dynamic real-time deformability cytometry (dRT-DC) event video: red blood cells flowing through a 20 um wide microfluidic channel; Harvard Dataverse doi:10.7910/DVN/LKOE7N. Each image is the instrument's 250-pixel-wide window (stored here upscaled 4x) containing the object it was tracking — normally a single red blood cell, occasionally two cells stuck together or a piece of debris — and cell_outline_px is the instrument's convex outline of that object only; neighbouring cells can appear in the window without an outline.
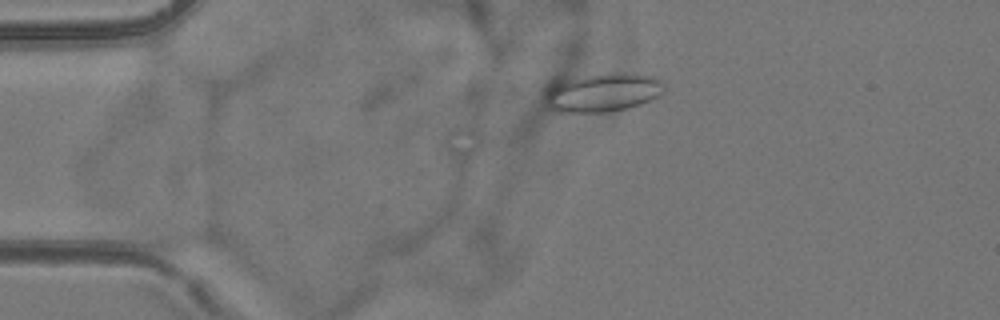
{"species": "common noctule bat (a hibernating species)", "species_latin": "Nyctalus noctula", "temperature_condition": "room temperature", "stored_images_in_passage": 56, "camera_frame_rate_fps": 3000, "um_per_image_px": 0.085, "animal": {"sex": "female", "body_mass_g": 24.6, "forearm_length_mm": 56.2}, "frame": {"image": 1, "passage_image": 13, "time_ms": 4.0, "image_size_px": [1000, 320], "cell_outline_px": [[664, 92], [640, 104], [628, 108], [604, 112], [560, 112], [552, 108], [544, 96], [544, 88], [552, 80], [560, 76], [604, 72], [636, 72], [652, 76], [660, 80], [664, 84]], "centroid_in_image_um": [51.12, 7.78], "position_along_channel_um": 33.9, "area_um2": 28.15}}
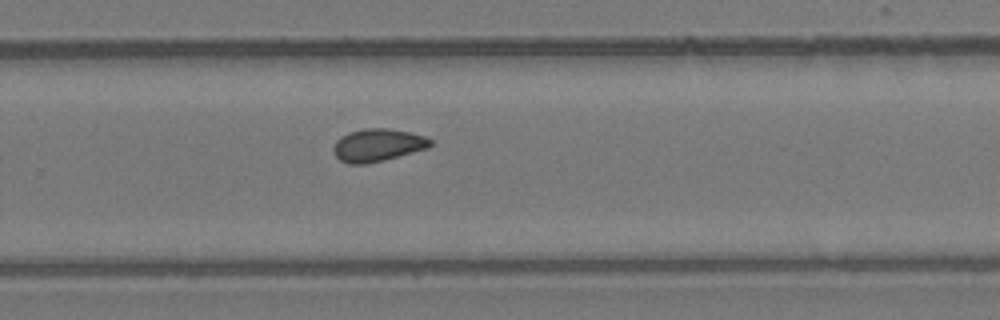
{"frame": {"image": 2, "passage_image": 37, "time_ms": 12.0, "image_size_px": [1000, 320], "cell_outline_px": [[432, 144], [428, 148], [384, 160], [368, 164], [348, 164], [340, 160], [332, 152], [332, 148], [336, 140], [340, 136], [348, 132], [364, 128], [388, 128], [408, 132], [424, 136], [432, 140]], "centroid_in_image_um": [32.06, 12.34], "position_along_channel_um": 297.7, "area_um2": 18.61}}
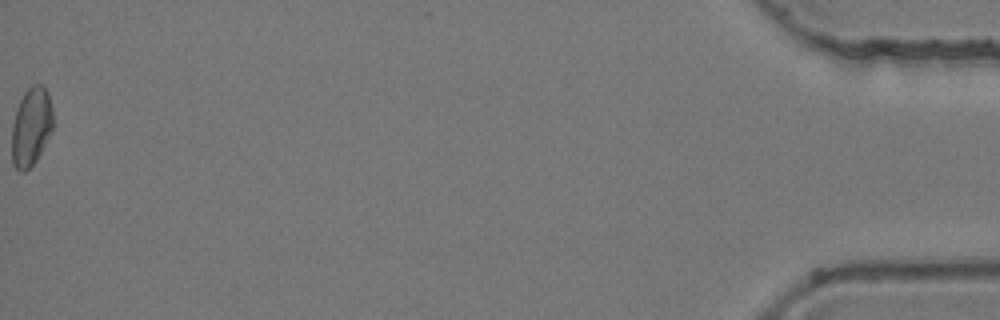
{"frame": {"image": 3, "passage_image": 56, "time_ms": 18.333, "image_size_px": [1000, 320], "cell_outline_px": [[52, 128], [36, 160], [24, 172], [20, 172], [12, 164], [12, 124], [16, 108], [24, 92], [32, 84], [44, 84], [48, 92], [52, 108]], "centroid_in_image_um": [2.63, 10.73], "position_along_channel_um": 432.6, "area_um2": 18.79}, "authors_computed_cell_mechanics": {"area_um2": 18.2648, "velocity_mm_per_s": 3.8221, "shape_relaxation_time_tau1_ms": null, "shape_relaxation_time_tau2_ms": 4.2514, "deformation_change_tau1": null, "deformation_change_tau2": 0.0773}}